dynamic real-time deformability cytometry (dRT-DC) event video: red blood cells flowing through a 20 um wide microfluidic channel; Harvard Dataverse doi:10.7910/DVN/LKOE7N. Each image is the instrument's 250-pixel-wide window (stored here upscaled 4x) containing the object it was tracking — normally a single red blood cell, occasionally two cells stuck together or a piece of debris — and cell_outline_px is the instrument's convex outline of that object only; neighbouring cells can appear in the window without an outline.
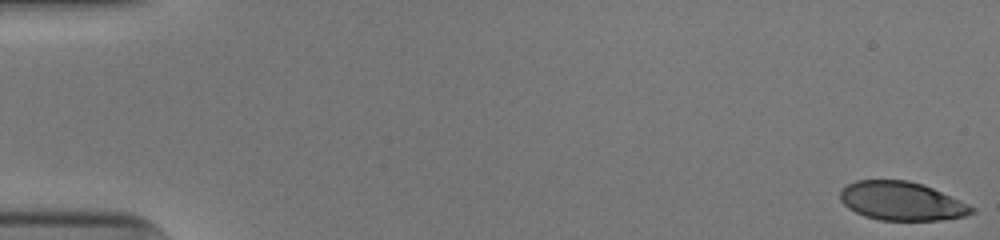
{"species": "human", "species_latin": "Homo sapiens", "temperature_condition": "cold", "stored_images_in_passage": 52, "camera_frame_rate_fps": 3000, "um_per_image_px": 0.085, "donor": {"sex": "male"}, "frame": {"image": 1, "passage_image": 1, "time_ms": 0.0, "image_size_px": [1000, 240], "cell_outline_px": [[976, 212], [964, 216], [940, 220], [880, 220], [864, 216], [848, 208], [840, 200], [840, 192], [848, 184], [856, 180], [908, 180], [924, 184], [968, 204], [976, 208]], "centroid_in_image_um": [76.65, 17.09], "position_along_channel_um": 8.4, "area_um2": 29.59}}
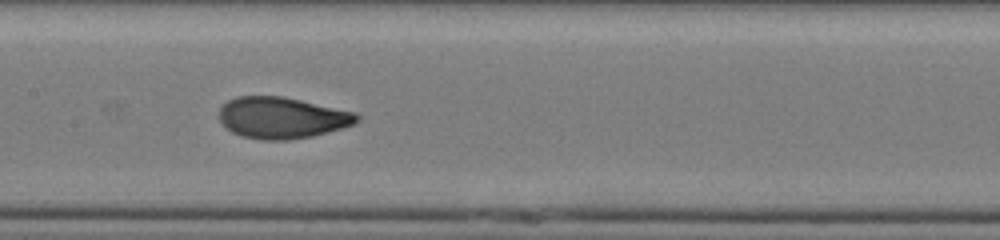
{"frame": {"image": 2, "passage_image": 27, "time_ms": 8.667, "image_size_px": [1000, 240], "cell_outline_px": [[360, 120], [352, 124], [340, 128], [312, 136], [288, 140], [264, 140], [240, 136], [232, 132], [220, 120], [220, 108], [228, 100], [236, 96], [284, 96], [356, 112], [360, 116]], "centroid_in_image_um": [23.97, 10.0], "position_along_channel_um": 183.4, "area_um2": 33.12}}
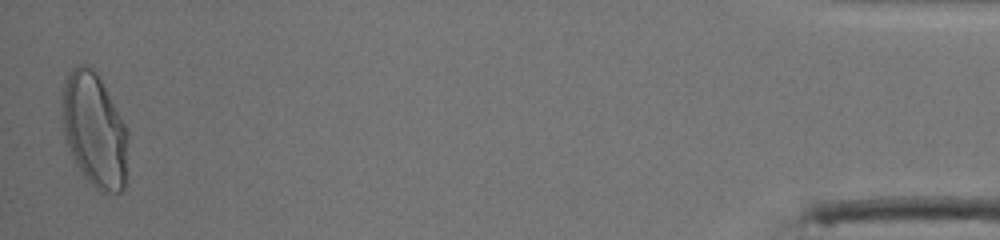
{"frame": {"image": 3, "passage_image": 52, "time_ms": 17.0, "image_size_px": [1000, 240], "cell_outline_px": [[128, 136], [124, 188], [120, 192], [100, 192], [84, 176], [76, 164], [68, 144], [64, 132], [60, 100], [64, 80], [68, 72], [76, 64], [84, 64], [92, 68], [96, 72], [124, 124], [128, 132]], "centroid_in_image_um": [7.99, 11.02], "position_along_channel_um": 427.2, "area_um2": 43.47}, "authors_computed_cell_mechanics": {"area_um2": 32.8015, "velocity_mm_per_s": 3.9397, "shape_relaxation_time_tau1_ms": 3.9704, "shape_relaxation_time_tau2_ms": null, "deformation_change_tau1": 0.1867, "deformation_change_tau2": null}}